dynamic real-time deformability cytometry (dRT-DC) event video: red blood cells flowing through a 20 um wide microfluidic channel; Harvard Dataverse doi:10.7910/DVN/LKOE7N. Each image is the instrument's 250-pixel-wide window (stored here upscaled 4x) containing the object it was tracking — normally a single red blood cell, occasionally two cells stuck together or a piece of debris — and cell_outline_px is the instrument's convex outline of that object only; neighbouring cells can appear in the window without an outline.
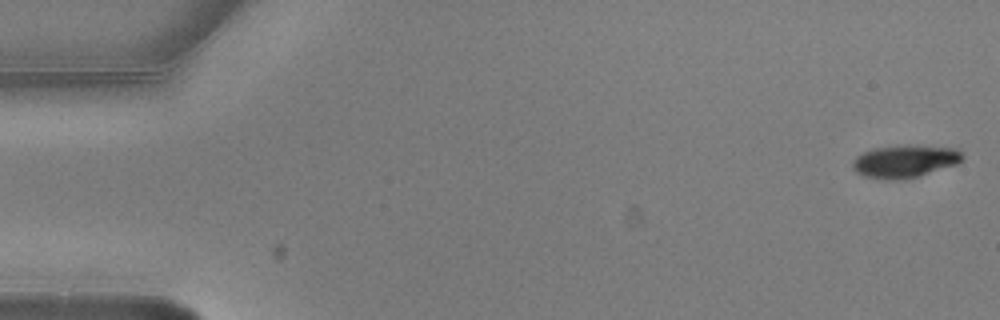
{"species": "common noctule bat (a hibernating species)", "species_latin": "Nyctalus noctula", "temperature_condition": "warm", "stored_images_in_passage": 5, "camera_frame_rate_fps": 3000, "um_per_image_px": 0.085, "animal": {"sex": "male", "body_mass_g": 20.5, "forearm_length_mm": 52.5}, "frame": {"image": 1, "passage_image": 1, "time_ms": 0.0, "image_size_px": [1000, 320], "cell_outline_px": [[964, 156], [956, 164], [920, 176], [900, 180], [888, 180], [864, 176], [856, 172], [852, 168], [852, 160], [856, 156], [872, 148], [896, 144], [956, 148]], "centroid_in_image_um": [76.86, 13.7], "position_along_channel_um": 8.1, "area_um2": 21.1}}
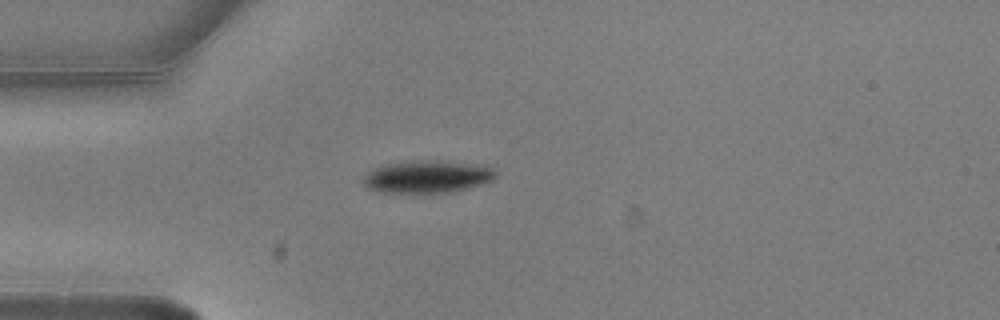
{"frame": {"image": 2, "passage_image": 5, "time_ms": 1.333, "image_size_px": [1000, 320], "cell_outline_px": [[496, 176], [492, 180], [468, 188], [452, 192], [384, 192], [368, 188], [360, 180], [372, 168], [388, 164], [420, 160], [448, 160], [488, 164], [496, 172]], "centroid_in_image_um": [36.38, 14.99], "position_along_channel_um": 48.6, "area_um2": 25.32}}